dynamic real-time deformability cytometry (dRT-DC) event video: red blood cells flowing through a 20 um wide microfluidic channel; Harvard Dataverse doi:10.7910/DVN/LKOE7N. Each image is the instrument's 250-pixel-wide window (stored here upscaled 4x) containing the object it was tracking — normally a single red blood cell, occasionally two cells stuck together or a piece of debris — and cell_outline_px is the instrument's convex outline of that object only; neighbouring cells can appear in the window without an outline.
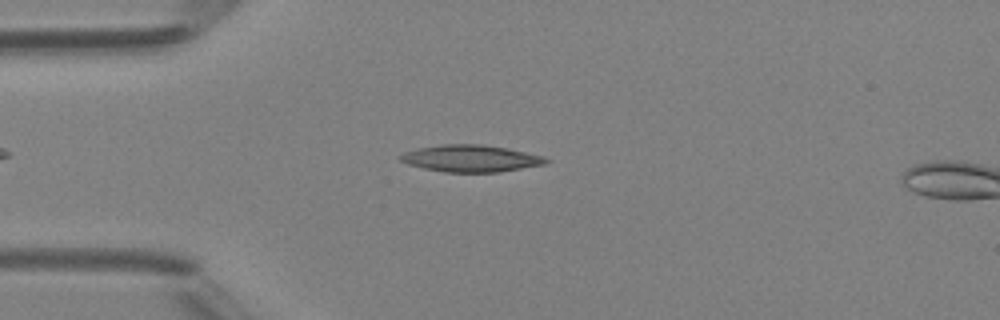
{"species": "Egyptian fruit bat (a non-hibernating species)", "species_latin": "Rousettus aegyptiacus", "temperature_condition": "room temperature", "stored_images_in_passage": 5, "camera_frame_rate_fps": 3000, "um_per_image_px": 0.085, "animal": {"sex": "female"}, "frame": {"image": 1, "passage_image": 4, "time_ms": 3.333, "image_size_px": [1000, 320], "cell_outline_px": [[552, 160], [544, 164], [500, 172], [444, 172], [424, 168], [408, 164], [400, 160], [396, 156], [404, 152], [420, 148], [440, 144], [484, 144], [508, 148], [544, 156]], "centroid_in_image_um": [40.02, 13.46], "position_along_channel_um": 45.0, "area_um2": 22.95}}